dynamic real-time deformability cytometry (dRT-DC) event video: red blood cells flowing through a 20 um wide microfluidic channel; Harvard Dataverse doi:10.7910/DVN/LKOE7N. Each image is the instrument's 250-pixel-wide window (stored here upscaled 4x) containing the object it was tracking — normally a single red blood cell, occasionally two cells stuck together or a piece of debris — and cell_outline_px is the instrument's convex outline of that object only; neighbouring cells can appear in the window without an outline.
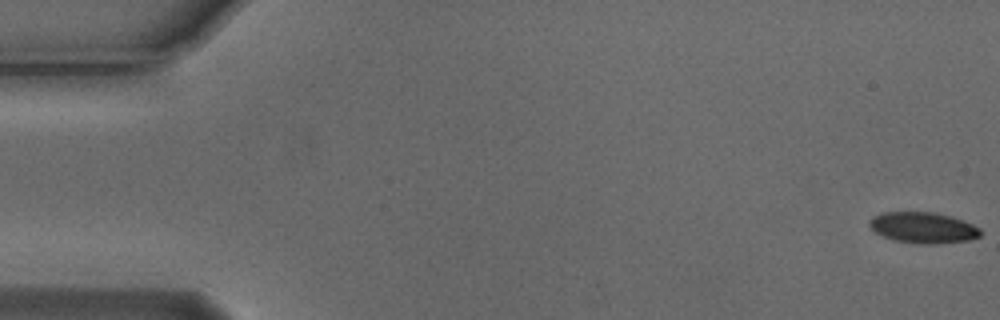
{"species": "Egyptian fruit bat (a non-hibernating species)", "species_latin": "Rousettus aegyptiacus", "temperature_condition": "cold", "stored_images_in_passage": 8, "camera_frame_rate_fps": 3000, "um_per_image_px": 0.085, "animal": {"sex": "male"}, "frame": {"image": 1, "passage_image": 1, "time_ms": 0.0, "image_size_px": [1000, 320], "cell_outline_px": [[980, 236], [968, 240], [936, 244], [920, 244], [892, 240], [876, 232], [868, 224], [868, 220], [872, 216], [880, 212], [932, 212], [948, 216], [972, 224], [980, 228]], "centroid_in_image_um": [78.41, 19.35], "position_along_channel_um": 6.6, "area_um2": 19.94}}
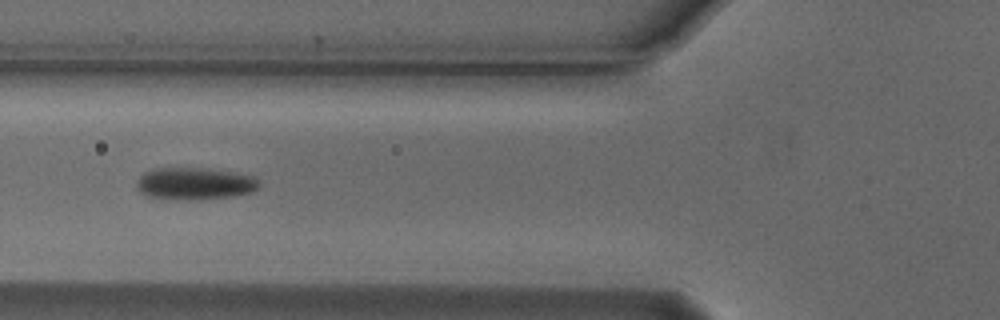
{"frame": {"image": 2, "passage_image": 6, "time_ms": 1.667, "image_size_px": [1000, 320], "cell_outline_px": [[260, 184], [252, 192], [232, 196], [188, 200], [176, 200], [148, 196], [140, 192], [136, 188], [136, 184], [140, 176], [144, 172], [156, 168], [204, 168], [232, 172], [252, 176]], "centroid_in_image_um": [16.5, 15.61], "position_along_channel_um": 109.3, "area_um2": 22.77}}
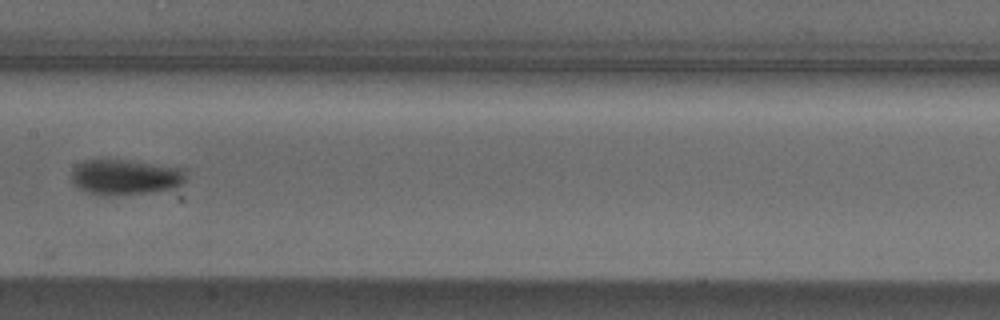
{"frame": {"image": 3, "passage_image": 8, "time_ms": 2.333, "image_size_px": [1000, 320], "cell_outline_px": [[188, 168], [184, 180], [180, 184], [172, 188], [148, 192], [104, 196], [96, 196], [76, 188], [72, 180], [72, 168], [76, 164], [84, 160], [128, 160]], "centroid_in_image_um": [10.62, 15.04], "position_along_channel_um": 196.8, "area_um2": 23.93}}